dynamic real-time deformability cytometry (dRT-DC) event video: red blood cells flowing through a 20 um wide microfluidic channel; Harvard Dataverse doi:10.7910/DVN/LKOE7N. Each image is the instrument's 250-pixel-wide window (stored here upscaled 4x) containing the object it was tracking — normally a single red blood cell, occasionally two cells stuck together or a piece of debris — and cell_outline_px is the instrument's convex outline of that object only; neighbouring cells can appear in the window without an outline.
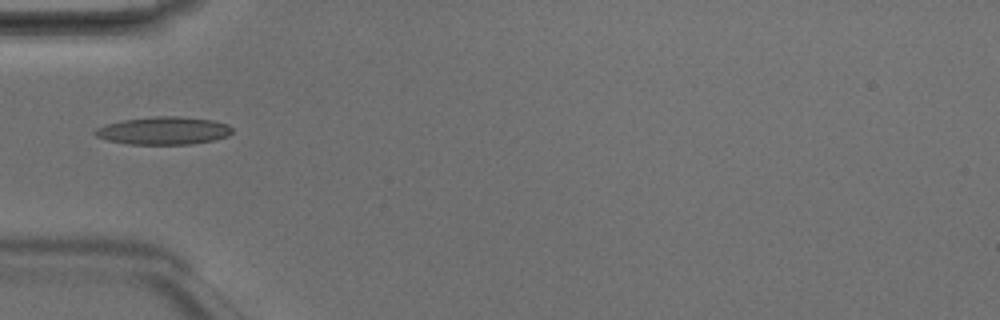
{"species": "Egyptian fruit bat (a non-hibernating species)", "species_latin": "Rousettus aegyptiacus", "temperature_condition": "room temperature", "stored_images_in_passage": 6, "camera_frame_rate_fps": 3000, "um_per_image_px": 0.085, "animal": {"sex": "male"}, "frame": {"image": 1, "passage_image": 5, "time_ms": 1.333, "image_size_px": [1000, 320], "cell_outline_px": [[232, 132], [228, 136], [212, 140], [192, 144], [128, 144], [108, 140], [96, 136], [92, 132], [96, 128], [104, 124], [124, 120], [156, 116], [180, 116], [212, 120], [228, 124], [232, 128]], "centroid_in_image_um": [13.89, 11.1], "position_along_channel_um": 71.1, "area_um2": 22.2}}